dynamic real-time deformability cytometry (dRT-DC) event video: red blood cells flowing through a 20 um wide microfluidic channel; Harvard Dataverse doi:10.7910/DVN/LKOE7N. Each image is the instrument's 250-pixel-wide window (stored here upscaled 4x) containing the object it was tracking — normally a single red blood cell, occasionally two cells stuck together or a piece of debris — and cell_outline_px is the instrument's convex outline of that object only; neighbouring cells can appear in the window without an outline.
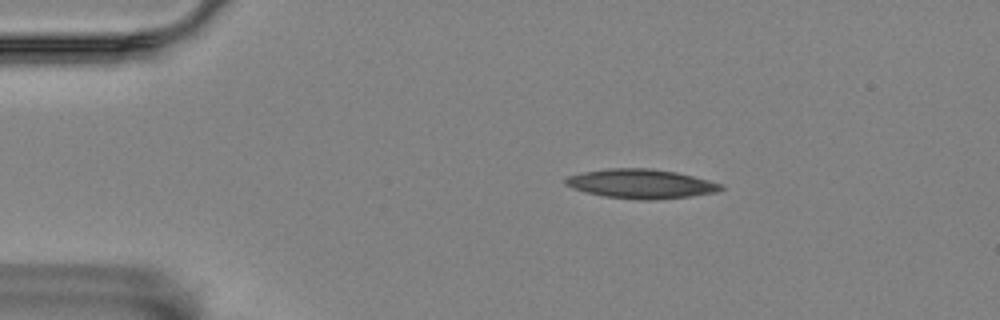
{"species": "Egyptian fruit bat (a non-hibernating species)", "species_latin": "Rousettus aegyptiacus", "temperature_condition": "room temperature", "stored_images_in_passage": 5, "camera_frame_rate_fps": 3000, "um_per_image_px": 0.085, "animal": {"sex": "female"}, "frame": {"image": 1, "passage_image": 2, "time_ms": 0.333, "image_size_px": [1000, 320], "cell_outline_px": [[724, 188], [716, 192], [692, 196], [652, 200], [640, 200], [604, 196], [584, 192], [572, 188], [564, 184], [564, 180], [568, 176], [580, 172], [608, 168], [652, 168], [676, 172], [724, 184]], "centroid_in_image_um": [54.46, 15.62], "position_along_channel_um": 30.5, "area_um2": 26.7}}
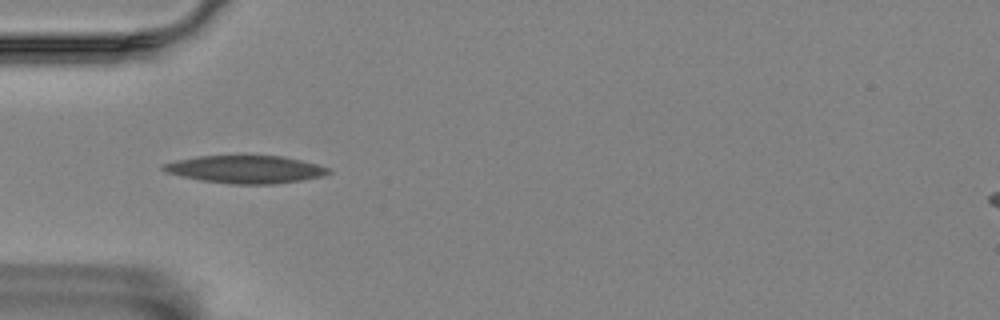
{"frame": {"image": 2, "passage_image": 4, "time_ms": 1.0, "image_size_px": [1000, 320], "cell_outline_px": [[332, 172], [324, 176], [276, 184], [232, 184], [200, 180], [180, 176], [164, 172], [160, 168], [160, 164], [176, 160], [196, 156], [280, 156], [300, 160], [332, 168]], "centroid_in_image_um": [20.84, 14.4], "position_along_channel_um": 64.2, "area_um2": 26.82}}
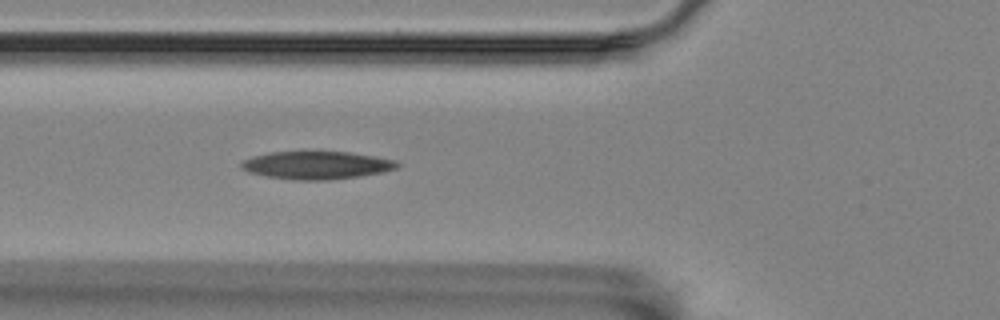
{"frame": {"image": 3, "passage_image": 5, "time_ms": 1.333, "image_size_px": [1000, 320], "cell_outline_px": [[400, 164], [396, 168], [384, 172], [360, 176], [328, 180], [296, 180], [264, 176], [248, 172], [240, 168], [240, 164], [244, 160], [252, 156], [268, 152], [348, 152], [396, 160]], "centroid_in_image_um": [26.88, 14.05], "position_along_channel_um": 98.9, "area_um2": 25.32}}